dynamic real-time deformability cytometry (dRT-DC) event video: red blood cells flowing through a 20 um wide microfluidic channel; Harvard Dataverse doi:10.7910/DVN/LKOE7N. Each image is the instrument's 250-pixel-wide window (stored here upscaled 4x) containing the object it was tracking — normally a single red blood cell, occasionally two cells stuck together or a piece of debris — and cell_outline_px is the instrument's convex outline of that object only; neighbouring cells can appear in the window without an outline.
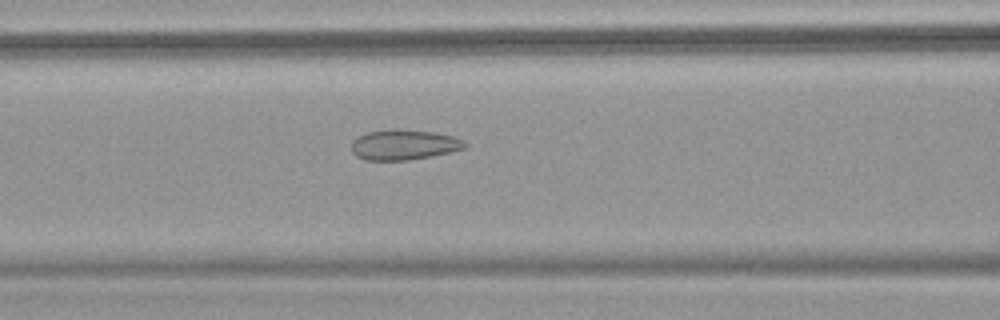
{"species": "common noctule bat (a hibernating species)", "species_latin": "Nyctalus noctula", "temperature_condition": "warm", "stored_images_in_passage": 53, "camera_frame_rate_fps": 3000, "um_per_image_px": 0.085, "animal": {"sex": "female", "body_mass_g": 18.4}, "frame": {"image": 1, "passage_image": 23, "time_ms": 7.333, "image_size_px": [1000, 320], "cell_outline_px": [[468, 144], [464, 148], [432, 156], [408, 160], [364, 160], [356, 156], [352, 152], [352, 140], [356, 136], [368, 132], [392, 128], [396, 128], [436, 132], [452, 136], [464, 140]], "centroid_in_image_um": [34.3, 12.29], "position_along_channel_um": 132.3, "area_um2": 20.23}, "authors_computed_cell_mechanics": {"area_um2": 23.4668, "velocity_mm_per_s": 3.8412, "shape_relaxation_time_tau1_ms": null, "shape_relaxation_time_tau2_ms": 1.2603, "deformation_change_tau1": null, "deformation_change_tau2": 0.0792}}